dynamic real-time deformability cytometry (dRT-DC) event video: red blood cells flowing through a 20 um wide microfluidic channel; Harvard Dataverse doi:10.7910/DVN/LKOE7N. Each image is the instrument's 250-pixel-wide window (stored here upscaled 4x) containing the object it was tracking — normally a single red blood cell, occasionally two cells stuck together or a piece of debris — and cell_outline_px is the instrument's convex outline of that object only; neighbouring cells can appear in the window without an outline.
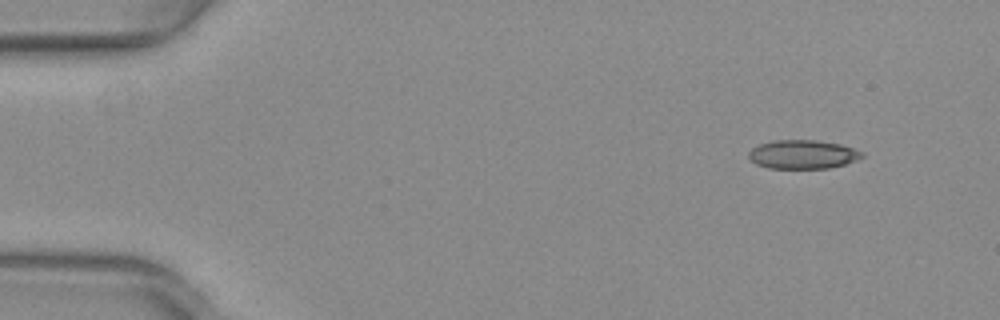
{"species": "common noctule bat (a hibernating species)", "species_latin": "Nyctalus noctula", "temperature_condition": "warm", "stored_images_in_passage": 11, "camera_frame_rate_fps": 3000, "um_per_image_px": 0.085, "animal": {"sex": "female", "body_mass_g": 29.2, "forearm_length_mm": 56.3}, "frame": {"image": 1, "passage_image": 1, "time_ms": 0.0, "image_size_px": [1000, 320], "cell_outline_px": [[864, 156], [856, 160], [844, 164], [828, 168], [768, 168], [756, 164], [748, 156], [748, 152], [752, 148], [760, 144], [776, 140], [812, 140], [840, 144], [864, 152]], "centroid_in_image_um": [68.23, 13.12], "position_along_channel_um": 16.8, "area_um2": 18.84}}